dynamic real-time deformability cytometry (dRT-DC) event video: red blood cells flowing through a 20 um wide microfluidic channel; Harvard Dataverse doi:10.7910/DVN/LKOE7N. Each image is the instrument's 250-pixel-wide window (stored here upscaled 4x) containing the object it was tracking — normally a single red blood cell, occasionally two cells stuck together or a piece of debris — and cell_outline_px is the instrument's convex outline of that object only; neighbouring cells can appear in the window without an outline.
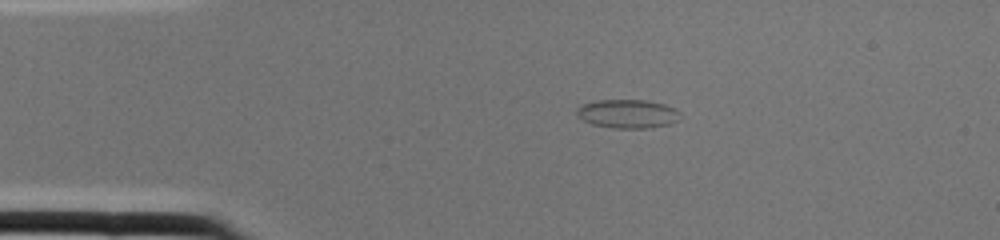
{"species": "common noctule bat (a hibernating species)", "species_latin": "Nyctalus noctula", "temperature_condition": "cold", "stored_images_in_passage": 1, "camera_frame_rate_fps": 3000, "um_per_image_px": 0.085, "animal": {"sex": "female", "body_mass_g": 22.0, "forearm_length_mm": 56.7}, "frame": {"image": 1, "passage_image": 1, "time_ms": 0.0, "image_size_px": [1000, 240], "cell_outline_px": [[680, 112], [676, 120], [668, 124], [652, 128], [612, 128], [592, 124], [576, 116], [576, 108], [580, 104], [596, 100], [648, 100], [664, 104], [676, 108]], "centroid_in_image_um": [53.3, 9.66], "position_along_channel_um": 31.7, "area_um2": 17.46}}